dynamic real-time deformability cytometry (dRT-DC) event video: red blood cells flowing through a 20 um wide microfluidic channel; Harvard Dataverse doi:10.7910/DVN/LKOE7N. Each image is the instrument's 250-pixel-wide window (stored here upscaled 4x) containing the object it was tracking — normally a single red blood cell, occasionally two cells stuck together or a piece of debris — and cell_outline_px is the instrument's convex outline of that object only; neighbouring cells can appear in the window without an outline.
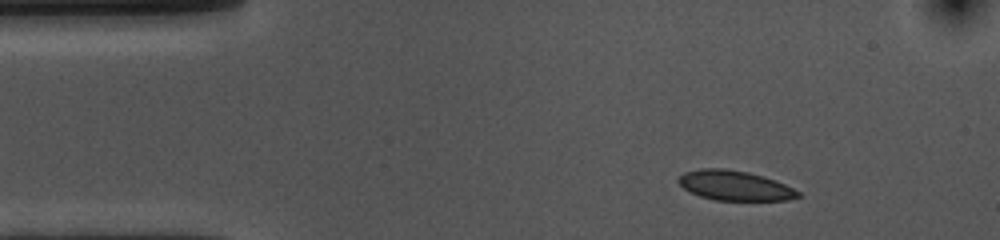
{"species": "common noctule bat (a hibernating species)", "species_latin": "Nyctalus noctula", "temperature_condition": "cold", "stored_images_in_passage": 40, "camera_frame_rate_fps": 3000, "um_per_image_px": 0.085, "animal": {"sex": "female", "body_mass_g": 10.0, "forearm_length_mm": 53.1}, "frame": {"image": 1, "passage_image": 1, "time_ms": 0.0, "image_size_px": [1000, 240], "cell_outline_px": [[804, 196], [788, 200], [716, 200], [700, 196], [684, 188], [676, 180], [684, 172], [700, 168], [724, 168], [748, 172], [764, 176], [776, 180], [800, 192]], "centroid_in_image_um": [62.48, 15.76], "position_along_channel_um": 22.5, "area_um2": 20.81}}
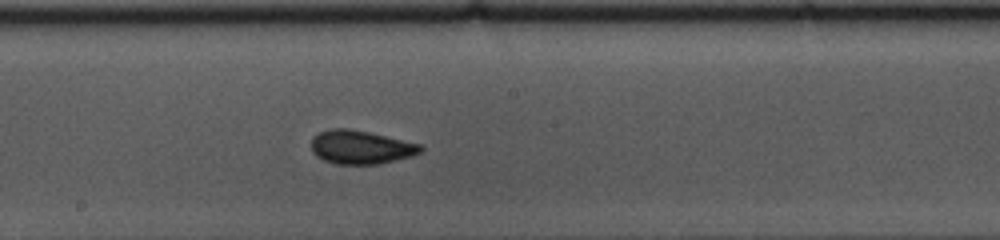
{"frame": {"image": 2, "passage_image": 22, "time_ms": 7.0, "image_size_px": [1000, 240], "cell_outline_px": [[424, 148], [420, 152], [412, 156], [380, 164], [336, 164], [324, 160], [316, 156], [312, 152], [312, 136], [320, 132], [332, 128], [348, 128], [368, 132], [420, 144]], "centroid_in_image_um": [30.65, 12.51], "position_along_channel_um": 217.6, "area_um2": 21.33}}
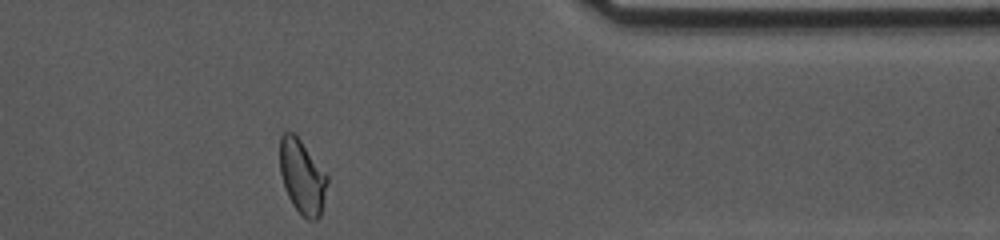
{"frame": {"image": 3, "passage_image": 38, "time_ms": 12.333, "image_size_px": [1000, 240], "cell_outline_px": [[328, 180], [320, 216], [316, 220], [308, 220], [292, 204], [288, 196], [280, 172], [280, 136], [284, 132], [292, 132], [300, 140], [328, 176]], "centroid_in_image_um": [25.68, 15.02], "position_along_channel_um": 385.7, "area_um2": 20.06}, "authors_computed_cell_mechanics": {"area_um2": 21.1259, "velocity_mm_per_s": 3.5823, "shape_relaxation_time_tau1_ms": 3.4618, "shape_relaxation_time_tau2_ms": 1.1276, "deformation_change_tau1": 0.1024, "deformation_change_tau2": 0.0446}}